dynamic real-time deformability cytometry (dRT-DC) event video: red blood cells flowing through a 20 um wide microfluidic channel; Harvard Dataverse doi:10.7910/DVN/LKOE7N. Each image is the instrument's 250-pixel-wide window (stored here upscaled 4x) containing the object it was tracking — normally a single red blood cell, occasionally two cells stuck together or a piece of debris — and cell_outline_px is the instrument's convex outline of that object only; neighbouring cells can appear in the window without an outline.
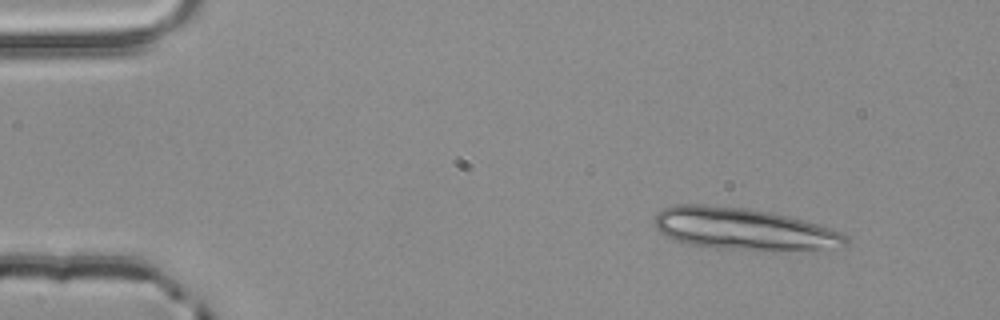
{"species": "common noctule bat (a hibernating species)", "species_latin": "Nyctalus noctula", "temperature_condition": "room temperature", "stored_images_in_passage": 2, "camera_frame_rate_fps": 3000, "um_per_image_px": 0.085, "animal": {"sex": "male", "body_mass_g": 20.4}, "frame": {"image": 1, "passage_image": 1, "time_ms": 0.0, "image_size_px": [1000, 320], "cell_outline_px": [[848, 244], [844, 248], [716, 248], [692, 244], [676, 240], [660, 232], [652, 224], [656, 216], [664, 208], [672, 204], [704, 204], [748, 208], [772, 212], [804, 220], [840, 232], [848, 236]], "centroid_in_image_um": [63.16, 19.41], "position_along_channel_um": 21.8, "area_um2": 45.72}}